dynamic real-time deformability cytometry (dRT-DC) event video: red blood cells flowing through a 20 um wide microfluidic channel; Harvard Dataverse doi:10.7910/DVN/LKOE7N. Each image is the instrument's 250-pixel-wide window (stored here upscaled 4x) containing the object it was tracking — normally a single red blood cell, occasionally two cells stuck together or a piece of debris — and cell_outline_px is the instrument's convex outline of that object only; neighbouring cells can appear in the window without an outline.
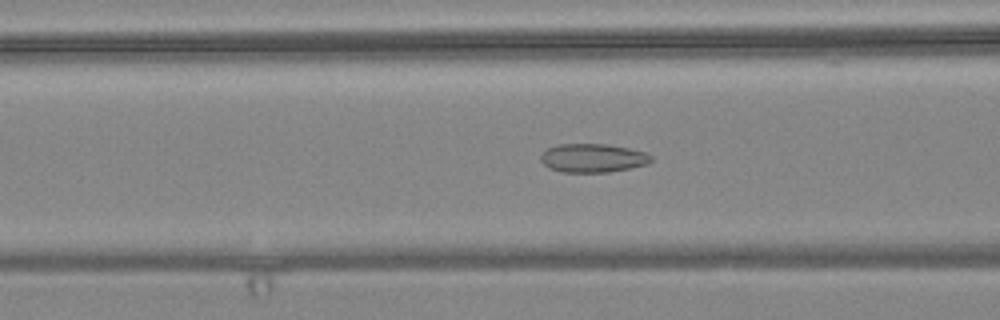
{"species": "common noctule bat (a hibernating species)", "species_latin": "Nyctalus noctula", "temperature_condition": "warm", "stored_images_in_passage": 40, "camera_frame_rate_fps": 3000, "um_per_image_px": 0.085, "animal": {"sex": "female", "body_mass_g": 24.6, "forearm_length_mm": 56.2}, "frame": {"image": 1, "passage_image": 6, "time_ms": 1.667, "image_size_px": [1000, 320], "cell_outline_px": [[652, 160], [648, 164], [608, 172], [560, 172], [548, 168], [540, 160], [540, 156], [548, 148], [560, 144], [608, 144], [628, 148], [644, 152], [652, 156]], "centroid_in_image_um": [50.37, 13.43], "position_along_channel_um": 116.2, "area_um2": 18.38}}
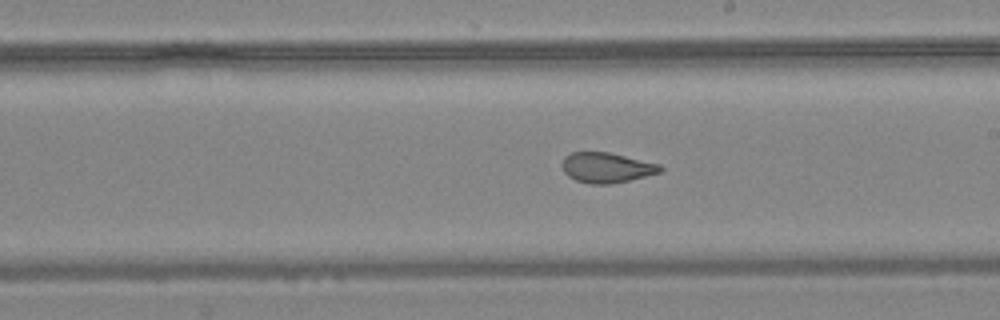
{"frame": {"image": 2, "passage_image": 16, "time_ms": 5.0, "image_size_px": [1000, 320], "cell_outline_px": [[664, 168], [660, 172], [612, 184], [588, 184], [576, 180], [568, 176], [564, 172], [560, 164], [564, 156], [572, 152], [608, 152], [660, 164]], "centroid_in_image_um": [51.51, 14.24], "position_along_channel_um": 237.5, "area_um2": 17.28}}
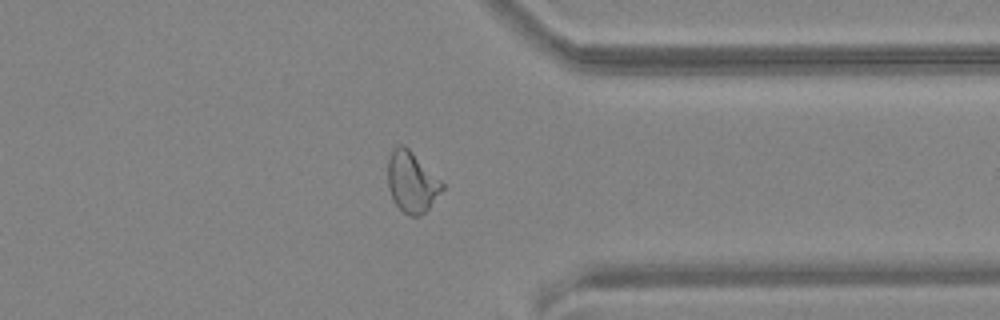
{"frame": {"image": 3, "passage_image": 28, "time_ms": 9.0, "image_size_px": [1000, 320], "cell_outline_px": [[444, 188], [428, 208], [420, 216], [408, 216], [392, 200], [388, 188], [388, 156], [392, 148], [400, 144], [404, 144], [444, 184]], "centroid_in_image_um": [34.96, 15.46], "position_along_channel_um": 376.4, "area_um2": 19.13}, "authors_computed_cell_mechanics": {"area_um2": 18.3804, "velocity_mm_per_s": 3.6297, "shape_relaxation_time_tau1_ms": null, "shape_relaxation_time_tau2_ms": 1.4358, "deformation_change_tau1": null, "deformation_change_tau2": 0.0698}}